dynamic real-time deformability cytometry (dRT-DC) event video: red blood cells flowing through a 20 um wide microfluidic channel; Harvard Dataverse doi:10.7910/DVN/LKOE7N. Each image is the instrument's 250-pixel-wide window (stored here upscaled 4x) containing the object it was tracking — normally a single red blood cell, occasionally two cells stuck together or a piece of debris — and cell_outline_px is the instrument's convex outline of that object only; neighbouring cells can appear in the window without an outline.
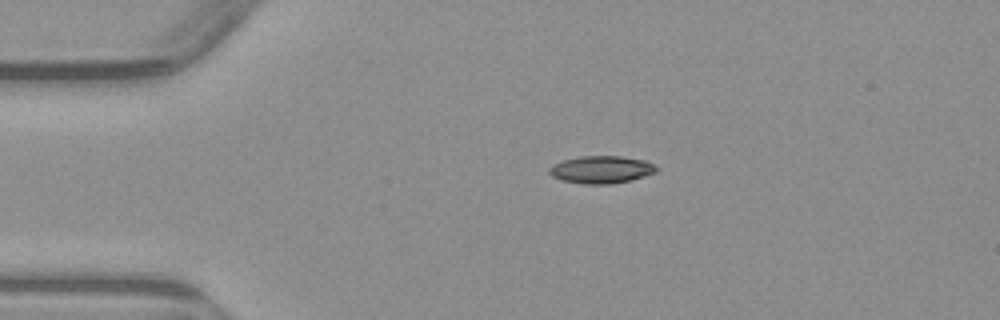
{"species": "common noctule bat (a hibernating species)", "species_latin": "Nyctalus noctula", "temperature_condition": "warm", "stored_images_in_passage": 2, "camera_frame_rate_fps": 3000, "um_per_image_px": 0.085, "animal": {"sex": "male", "body_mass_g": 23.1, "forearm_length_mm": 52.7}, "frame": {"image": 1, "passage_image": 1, "time_ms": 0.0, "image_size_px": [1000, 320], "cell_outline_px": [[660, 168], [656, 172], [632, 180], [612, 184], [584, 184], [560, 180], [552, 176], [548, 172], [548, 168], [552, 164], [564, 160], [580, 156], [620, 156], [644, 160]], "centroid_in_image_um": [51.09, 14.42], "position_along_channel_um": 33.9, "area_um2": 17.28}}